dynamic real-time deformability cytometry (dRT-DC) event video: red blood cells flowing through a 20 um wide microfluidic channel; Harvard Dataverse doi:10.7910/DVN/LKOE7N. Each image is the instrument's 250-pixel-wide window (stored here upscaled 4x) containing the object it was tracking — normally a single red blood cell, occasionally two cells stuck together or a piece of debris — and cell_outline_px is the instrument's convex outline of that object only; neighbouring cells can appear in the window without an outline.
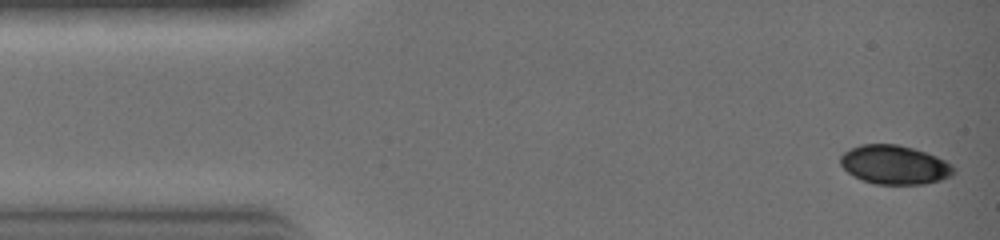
{"species": "common noctule bat (a hibernating species)", "species_latin": "Nyctalus noctula", "temperature_condition": "warm", "stored_images_in_passage": 12, "camera_frame_rate_fps": 3000, "um_per_image_px": 0.085, "animal": {"sex": "female", "body_mass_g": 19.0, "forearm_length_mm": 51.5}, "frame": {"image": 1, "passage_image": 1, "time_ms": 0.0, "image_size_px": [1000, 240], "cell_outline_px": [[956, 172], [952, 176], [940, 180], [924, 184], [876, 184], [864, 180], [848, 172], [840, 164], [840, 156], [844, 152], [860, 144], [896, 144], [912, 148], [936, 156], [952, 164], [956, 168]], "centroid_in_image_um": [76.07, 14.01], "position_along_channel_um": 8.9, "area_um2": 25.61}}
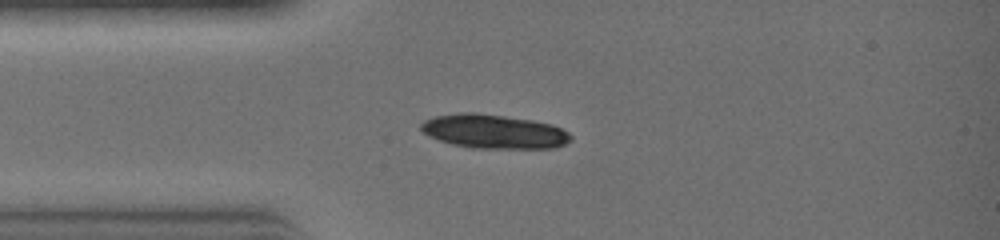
{"frame": {"image": 2, "passage_image": 7, "time_ms": 2.0, "image_size_px": [1000, 240], "cell_outline_px": [[572, 140], [556, 148], [472, 148], [452, 144], [428, 136], [420, 128], [420, 124], [424, 120], [436, 116], [460, 112], [476, 112], [532, 120], [552, 124], [568, 132], [572, 136]], "centroid_in_image_um": [41.98, 11.17], "position_along_channel_um": 43.0, "area_um2": 29.77}}
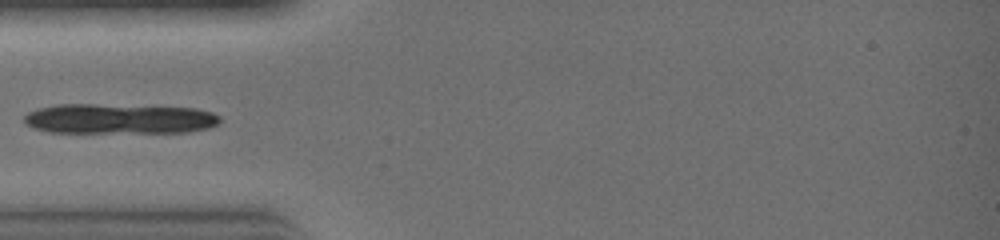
{"frame": {"image": 3, "passage_image": 9, "time_ms": 2.667, "image_size_px": [1000, 240], "cell_outline_px": [[220, 124], [208, 128], [188, 132], [48, 132], [32, 128], [24, 120], [24, 116], [28, 112], [40, 108], [56, 104], [92, 104], [196, 108], [212, 112], [220, 116]], "centroid_in_image_um": [10.15, 10.09], "position_along_channel_um": 74.8, "area_um2": 34.33}}